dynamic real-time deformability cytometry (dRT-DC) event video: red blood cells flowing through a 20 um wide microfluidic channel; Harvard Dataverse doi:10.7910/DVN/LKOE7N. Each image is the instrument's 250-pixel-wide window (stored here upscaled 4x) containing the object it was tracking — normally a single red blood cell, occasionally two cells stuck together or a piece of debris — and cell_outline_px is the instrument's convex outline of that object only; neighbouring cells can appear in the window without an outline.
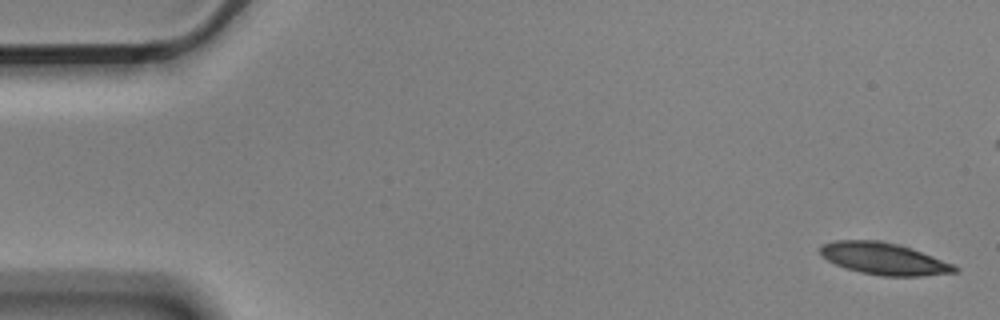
{"species": "Egyptian fruit bat (a non-hibernating species)", "species_latin": "Rousettus aegyptiacus", "temperature_condition": "cold", "stored_images_in_passage": 6, "camera_frame_rate_fps": 3000, "um_per_image_px": 0.085, "animal": {"sex": "male"}, "frame": {"image": 1, "passage_image": 1, "time_ms": 0.0, "image_size_px": [1000, 320], "cell_outline_px": [[960, 272], [924, 276], [880, 276], [860, 272], [844, 268], [820, 256], [820, 248], [824, 244], [836, 240], [880, 240], [912, 248], [952, 264], [960, 268]], "centroid_in_image_um": [75.15, 22.0], "position_along_channel_um": 9.9, "area_um2": 25.09}}
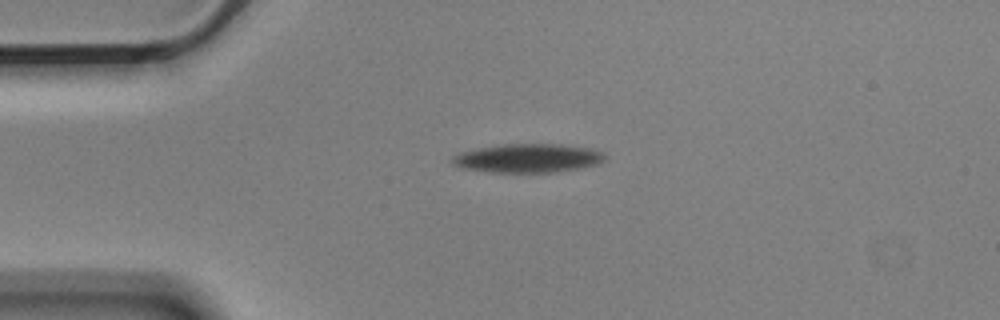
{"frame": {"image": 2, "passage_image": 6, "time_ms": 1.667, "image_size_px": [1000, 320], "cell_outline_px": [[604, 160], [596, 164], [580, 168], [556, 172], [488, 172], [460, 168], [452, 164], [448, 160], [452, 156], [460, 152], [476, 148], [504, 144], [560, 144], [588, 148], [604, 152]], "centroid_in_image_um": [44.79, 13.45], "position_along_channel_um": 40.2, "area_um2": 25.72}}